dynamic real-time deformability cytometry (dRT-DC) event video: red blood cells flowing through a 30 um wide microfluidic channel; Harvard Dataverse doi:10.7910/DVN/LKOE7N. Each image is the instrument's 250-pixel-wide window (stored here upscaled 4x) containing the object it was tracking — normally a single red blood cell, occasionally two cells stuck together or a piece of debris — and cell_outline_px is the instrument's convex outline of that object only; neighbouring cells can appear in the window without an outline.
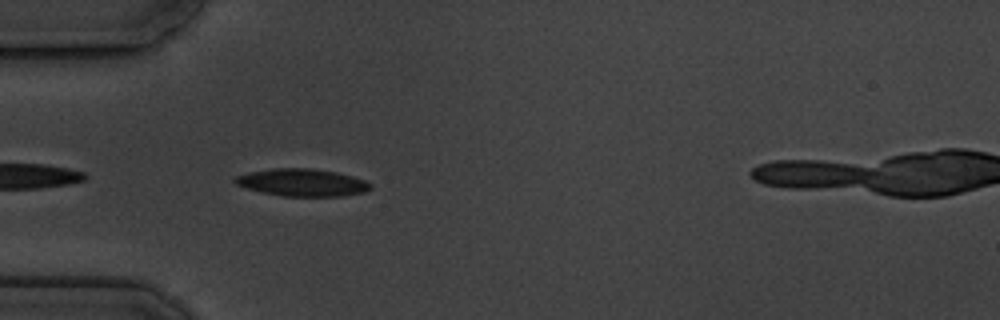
{"species": "common noctule bat (a hibernating species)", "species_latin": "Nyctalus noctula", "temperature_condition": "cold", "stored_images_in_passage": 2, "camera_frame_rate_fps": 3000, "um_per_image_px": 0.085, "animal": {"sex": "male", "body_mass_g": 19.5, "forearm_length_mm": 54.6}, "frame": {"image": 1, "passage_image": 1, "time_ms": 0.0, "image_size_px": [1000, 320], "cell_outline_px": [[372, 188], [364, 192], [344, 196], [280, 196], [248, 188], [236, 184], [232, 180], [236, 176], [248, 172], [272, 168], [312, 168], [336, 172], [352, 176], [364, 180], [372, 184]], "centroid_in_image_um": [25.7, 15.51], "position_along_channel_um": 59.3, "area_um2": 21.62}}